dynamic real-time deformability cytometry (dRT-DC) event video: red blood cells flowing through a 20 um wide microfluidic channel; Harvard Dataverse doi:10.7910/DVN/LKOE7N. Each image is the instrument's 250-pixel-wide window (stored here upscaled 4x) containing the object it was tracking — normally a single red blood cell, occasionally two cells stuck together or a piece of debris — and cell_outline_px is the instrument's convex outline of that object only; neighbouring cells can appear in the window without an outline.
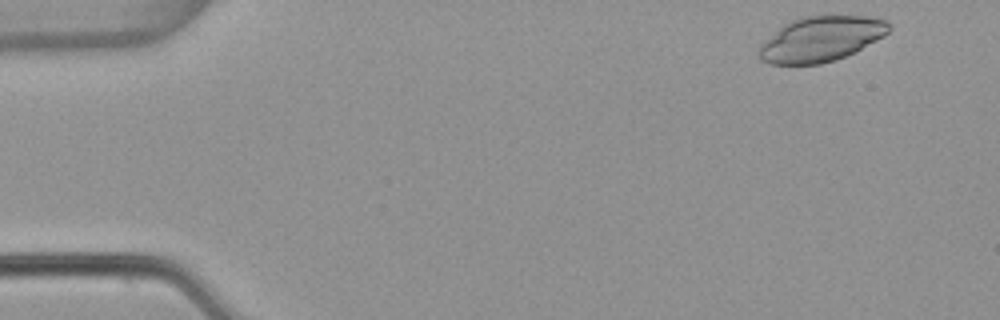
{"species": "common noctule bat (a hibernating species)", "species_latin": "Nyctalus noctula", "temperature_condition": "warm", "stored_images_in_passage": 3, "camera_frame_rate_fps": 3000, "um_per_image_px": 0.085, "animal": {"sex": "female", "body_mass_g": 22.7, "forearm_length_mm": 54.2}, "frame": {"image": 1, "passage_image": 1, "time_ms": 0.0, "image_size_px": [1000, 320], "cell_outline_px": [[892, 24], [888, 32], [884, 36], [856, 52], [836, 60], [820, 64], [768, 64], [760, 60], [756, 52], [760, 44], [764, 40], [784, 24], [800, 16], [868, 16], [888, 20]], "centroid_in_image_um": [69.78, 3.32], "position_along_channel_um": 15.2, "area_um2": 34.56}}